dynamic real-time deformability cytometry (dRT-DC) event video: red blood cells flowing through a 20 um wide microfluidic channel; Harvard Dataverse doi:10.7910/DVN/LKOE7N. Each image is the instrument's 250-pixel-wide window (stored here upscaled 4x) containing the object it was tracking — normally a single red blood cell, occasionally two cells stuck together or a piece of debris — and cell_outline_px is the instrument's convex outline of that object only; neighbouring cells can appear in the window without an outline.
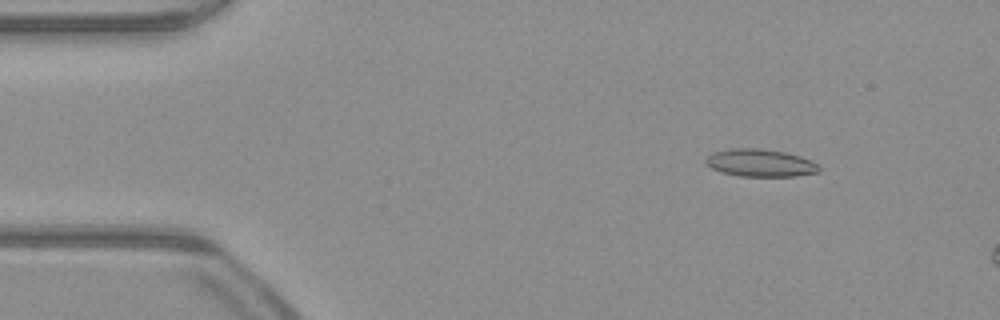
{"species": "common noctule bat (a hibernating species)", "species_latin": "Nyctalus noctula", "temperature_condition": "warm", "stored_images_in_passage": 14, "camera_frame_rate_fps": 3000, "um_per_image_px": 0.085, "animal": {"sex": "male", "body_mass_g": 23.1, "forearm_length_mm": 52.7}, "frame": {"image": 1, "passage_image": 7, "time_ms": 2.0, "image_size_px": [1000, 320], "cell_outline_px": [[820, 172], [796, 176], [740, 176], [720, 172], [712, 168], [704, 160], [712, 152], [728, 148], [760, 148], [784, 152], [800, 156], [812, 160], [820, 164]], "centroid_in_image_um": [64.65, 13.84], "position_along_channel_um": 20.4, "area_um2": 18.38}}